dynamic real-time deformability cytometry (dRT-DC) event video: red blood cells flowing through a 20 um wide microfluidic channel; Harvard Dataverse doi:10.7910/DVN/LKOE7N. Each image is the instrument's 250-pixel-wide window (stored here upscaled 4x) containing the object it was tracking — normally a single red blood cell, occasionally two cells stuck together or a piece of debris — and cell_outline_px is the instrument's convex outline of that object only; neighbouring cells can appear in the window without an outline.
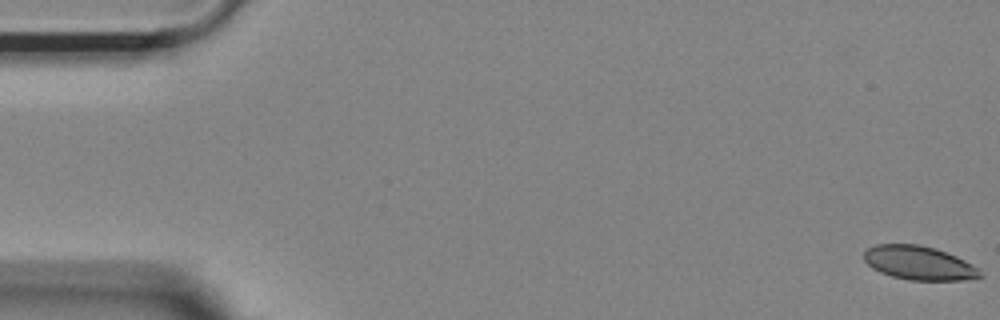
{"species": "Egyptian fruit bat (a non-hibernating species)", "species_latin": "Rousettus aegyptiacus", "temperature_condition": "room temperature", "stored_images_in_passage": 55, "camera_frame_rate_fps": 3000, "um_per_image_px": 0.085, "animal": {"sex": "female"}, "frame": {"image": 1, "passage_image": 1, "time_ms": 0.0, "image_size_px": [1000, 320], "cell_outline_px": [[984, 276], [960, 280], [908, 280], [892, 276], [880, 272], [872, 268], [864, 260], [864, 252], [868, 248], [876, 244], [920, 244], [936, 248], [956, 256], [980, 268]], "centroid_in_image_um": [78.12, 22.35], "position_along_channel_um": 6.9, "area_um2": 23.0}}
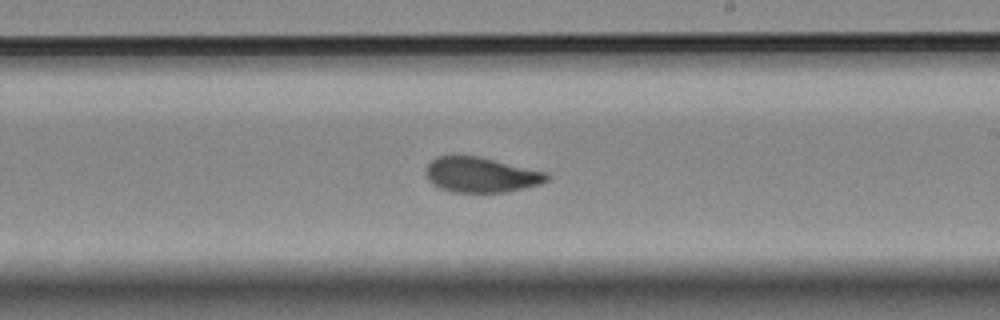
{"frame": {"image": 2, "passage_image": 32, "time_ms": 10.333, "image_size_px": [1000, 320], "cell_outline_px": [[552, 176], [548, 180], [540, 184], [524, 188], [504, 192], [452, 192], [440, 188], [432, 184], [428, 180], [424, 172], [428, 164], [436, 156], [480, 156], [548, 172]], "centroid_in_image_um": [40.9, 14.85], "position_along_channel_um": 248.1, "area_um2": 25.03}}
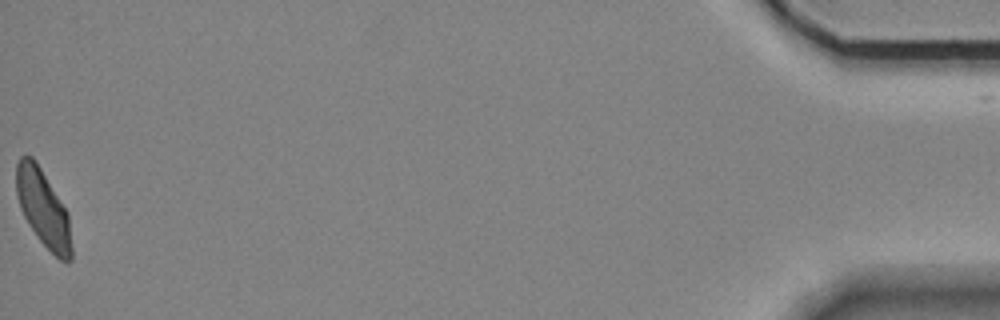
{"frame": {"image": 3, "passage_image": 55, "time_ms": 18.0, "image_size_px": [1000, 320], "cell_outline_px": [[72, 260], [68, 264], [60, 260], [36, 236], [28, 224], [20, 208], [16, 196], [16, 164], [20, 156], [32, 156], [36, 160], [68, 212], [72, 248]], "centroid_in_image_um": [3.67, 17.71], "position_along_channel_um": 431.5, "area_um2": 24.97}, "authors_computed_cell_mechanics": {"area_um2": 24.9696, "velocity_mm_per_s": 3.6682, "shape_relaxation_time_tau1_ms": 5.8615, "shape_relaxation_time_tau2_ms": 1.2395, "deformation_change_tau1": 0.1709, "deformation_change_tau2": 0.0672}}